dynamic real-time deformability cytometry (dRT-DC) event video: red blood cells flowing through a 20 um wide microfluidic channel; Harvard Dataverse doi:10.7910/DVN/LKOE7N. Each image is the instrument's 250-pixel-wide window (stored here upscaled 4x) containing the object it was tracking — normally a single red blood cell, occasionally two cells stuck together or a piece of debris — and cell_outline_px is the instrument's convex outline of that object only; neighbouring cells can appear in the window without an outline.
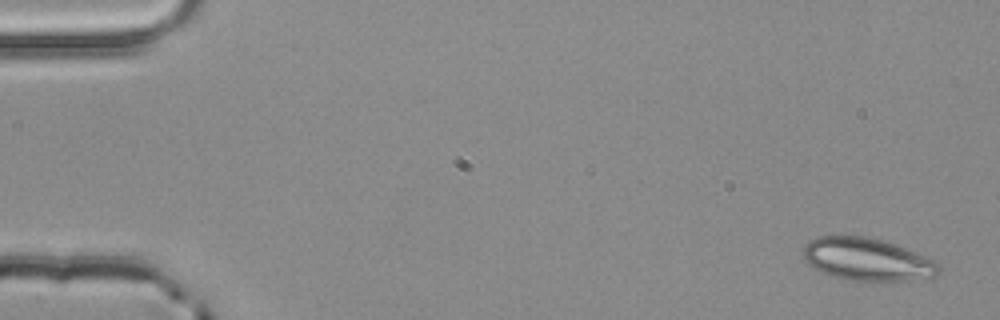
{"species": "common noctule bat (a hibernating species)", "species_latin": "Nyctalus noctula", "temperature_condition": "room temperature", "stored_images_in_passage": 5, "segment_of_instrument_passage": [2, 2], "camera_frame_rate_fps": 3000, "um_per_image_px": 0.085, "animal": {"sex": "male", "body_mass_g": 20.4}, "frame": {"image": 1, "passage_image": 5, "time_ms": 1.333, "image_size_px": [1000, 320], "cell_outline_px": [[940, 272], [936, 276], [912, 280], [848, 280], [824, 272], [808, 264], [804, 260], [800, 252], [804, 244], [808, 240], [816, 236], [868, 236], [908, 248], [936, 260], [940, 264]], "centroid_in_image_um": [73.71, 22.02], "position_along_channel_um": 11.3, "area_um2": 33.93}}